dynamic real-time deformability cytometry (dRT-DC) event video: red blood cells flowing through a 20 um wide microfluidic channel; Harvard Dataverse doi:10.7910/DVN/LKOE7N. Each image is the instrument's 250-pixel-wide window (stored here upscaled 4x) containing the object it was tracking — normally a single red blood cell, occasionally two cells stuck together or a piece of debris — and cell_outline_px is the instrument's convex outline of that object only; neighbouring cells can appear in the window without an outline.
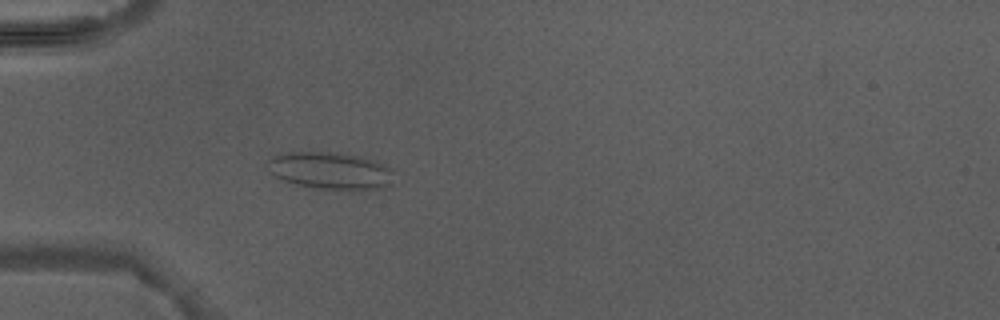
{"species": "Egyptian fruit bat (a non-hibernating species)", "species_latin": "Rousettus aegyptiacus", "temperature_condition": "warm", "stored_images_in_passage": 3, "camera_frame_rate_fps": 3000, "um_per_image_px": 0.085, "animal": {"sex": "male"}, "frame": {"image": 1, "passage_image": 3, "time_ms": 4.0, "image_size_px": [1000, 320], "cell_outline_px": [[392, 184], [384, 188], [360, 192], [352, 192], [316, 188], [296, 184], [284, 180], [268, 172], [264, 168], [264, 164], [268, 160], [280, 152], [336, 152], [360, 156], [384, 164], [392, 168]], "centroid_in_image_um": [28.09, 14.54], "position_along_channel_um": 56.9, "area_um2": 28.38}}